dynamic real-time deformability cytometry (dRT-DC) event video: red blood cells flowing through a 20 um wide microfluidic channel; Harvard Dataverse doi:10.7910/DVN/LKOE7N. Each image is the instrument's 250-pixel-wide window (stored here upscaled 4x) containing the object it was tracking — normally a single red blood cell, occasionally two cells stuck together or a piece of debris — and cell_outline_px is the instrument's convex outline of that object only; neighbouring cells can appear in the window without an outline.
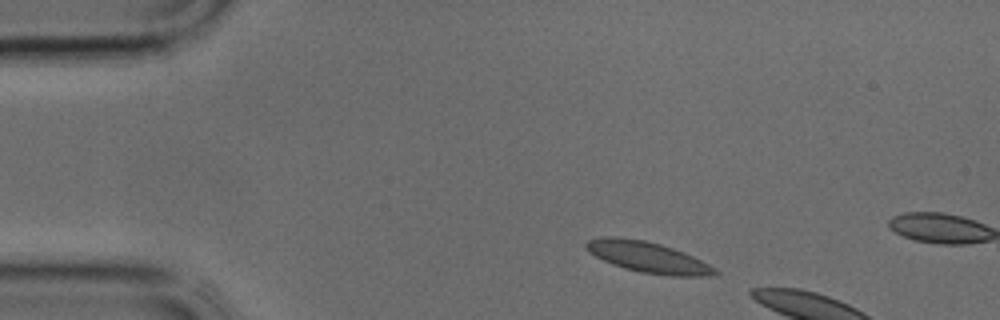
{"species": "common noctule bat (a hibernating species)", "species_latin": "Nyctalus noctula", "temperature_condition": "cold", "stored_images_in_passage": 4, "camera_frame_rate_fps": 3000, "um_per_image_px": 0.085, "animal": {"sex": "male", "body_mass_g": 17.9, "forearm_length_mm": 54.2}, "frame": {"image": 1, "passage_image": 1, "time_ms": 0.0, "image_size_px": [1000, 320], "cell_outline_px": [[720, 272], [708, 276], [672, 276], [640, 272], [624, 268], [612, 264], [588, 252], [584, 244], [588, 240], [600, 236], [616, 236], [644, 240], [660, 244], [684, 252], [708, 264]], "centroid_in_image_um": [55.03, 21.85], "position_along_channel_um": 30.0, "area_um2": 23.06}}